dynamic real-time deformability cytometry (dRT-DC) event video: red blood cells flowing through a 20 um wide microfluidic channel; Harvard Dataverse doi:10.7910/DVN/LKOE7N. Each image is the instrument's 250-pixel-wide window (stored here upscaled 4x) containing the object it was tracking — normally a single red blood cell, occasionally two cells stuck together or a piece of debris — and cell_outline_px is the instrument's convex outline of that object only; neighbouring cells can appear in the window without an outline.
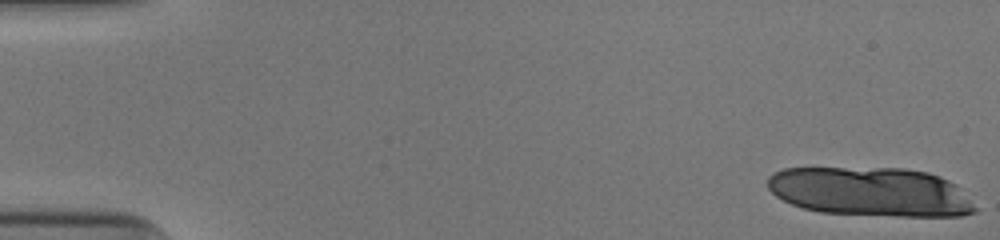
{"species": "human", "species_latin": "Homo sapiens", "temperature_condition": "cold", "stored_images_in_passage": 16, "camera_frame_rate_fps": 3000, "um_per_image_px": 0.085, "donor": {"sex": "male"}, "frame": {"image": 1, "passage_image": 1, "time_ms": 0.0, "image_size_px": [1000, 240], "cell_outline_px": [[976, 212], [960, 216], [896, 216], [820, 212], [804, 208], [792, 204], [776, 196], [768, 188], [768, 176], [772, 172], [784, 168], [904, 168], [928, 172], [940, 176], [956, 184], [976, 208]], "centroid_in_image_um": [73.99, 16.29], "position_along_channel_um": 11.0, "area_um2": 59.36}}